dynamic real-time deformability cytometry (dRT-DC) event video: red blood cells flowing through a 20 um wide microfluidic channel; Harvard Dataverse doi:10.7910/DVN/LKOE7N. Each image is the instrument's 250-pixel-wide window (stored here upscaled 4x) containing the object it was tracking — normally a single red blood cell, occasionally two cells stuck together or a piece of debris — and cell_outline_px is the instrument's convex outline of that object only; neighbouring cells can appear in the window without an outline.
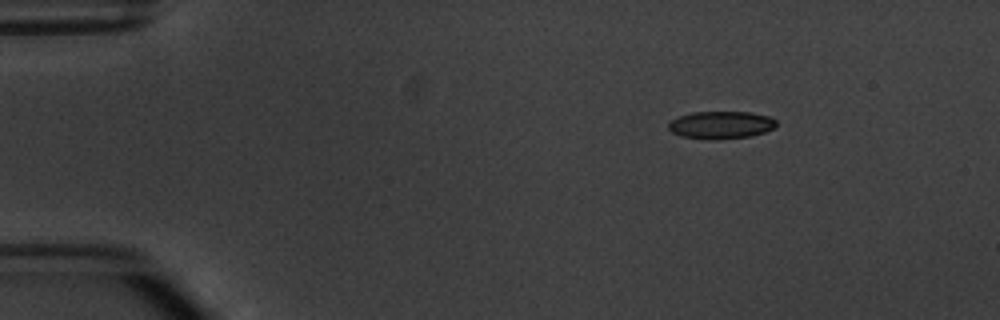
{"species": "common noctule bat (a hibernating species)", "species_latin": "Nyctalus noctula", "temperature_condition": "warm", "stored_images_in_passage": 3, "camera_frame_rate_fps": 3000, "um_per_image_px": 0.085, "animal": {"sex": "male", "body_mass_g": 20.1, "forearm_length_mm": 53.5}, "frame": {"image": 1, "passage_image": 1, "time_ms": 0.0, "image_size_px": [1000, 320], "cell_outline_px": [[776, 124], [772, 128], [764, 132], [748, 136], [716, 140], [680, 136], [672, 132], [668, 128], [668, 124], [672, 120], [680, 116], [692, 112], [752, 112], [768, 116], [776, 120]], "centroid_in_image_um": [61.26, 10.62], "position_along_channel_um": 23.7, "area_um2": 17.17}}
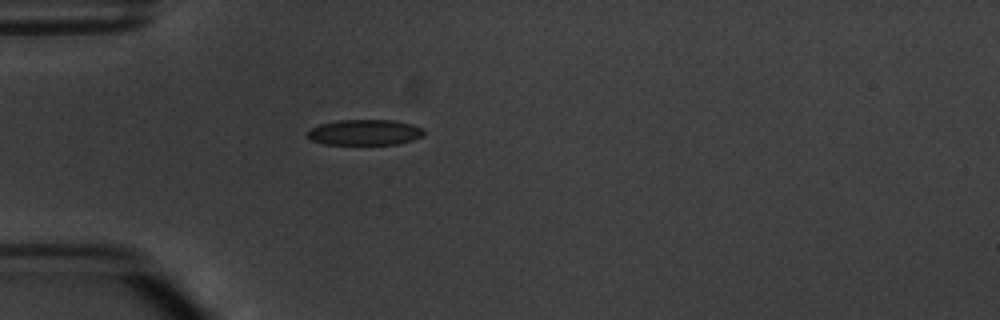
{"frame": {"image": 2, "passage_image": 3, "time_ms": 2.667, "image_size_px": [1000, 320], "cell_outline_px": [[424, 136], [412, 140], [396, 144], [324, 144], [312, 140], [308, 136], [308, 132], [312, 128], [320, 124], [340, 120], [392, 120], [412, 124], [424, 128]], "centroid_in_image_um": [31.05, 11.25], "position_along_channel_um": 53.9, "area_um2": 17.28}}